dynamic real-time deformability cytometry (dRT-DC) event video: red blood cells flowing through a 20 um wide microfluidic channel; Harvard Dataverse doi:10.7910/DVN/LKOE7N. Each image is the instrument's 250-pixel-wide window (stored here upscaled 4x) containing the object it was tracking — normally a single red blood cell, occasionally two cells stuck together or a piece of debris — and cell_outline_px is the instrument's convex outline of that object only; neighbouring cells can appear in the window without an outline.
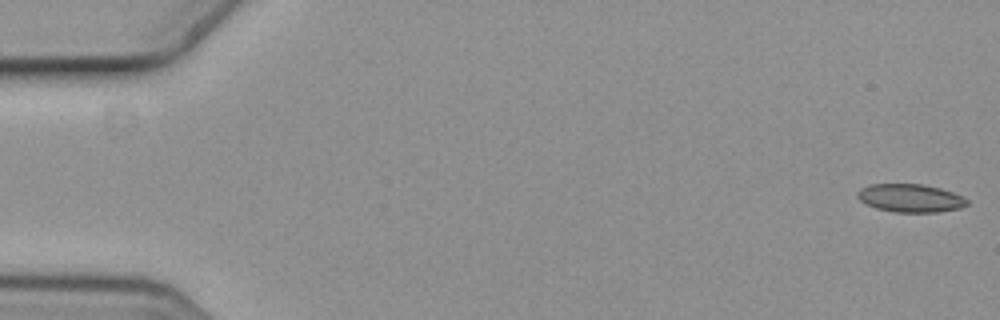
{"species": "common noctule bat (a hibernating species)", "species_latin": "Nyctalus noctula", "temperature_condition": "cold", "stored_images_in_passage": 6, "camera_frame_rate_fps": 3000, "um_per_image_px": 0.085, "animal": {"sex": "female", "body_mass_g": 19.3, "forearm_length_mm": 54.1}, "frame": {"image": 1, "passage_image": 1, "time_ms": 0.0, "image_size_px": [1000, 320], "cell_outline_px": [[968, 204], [960, 208], [936, 212], [896, 212], [876, 208], [860, 200], [856, 196], [856, 192], [860, 188], [872, 184], [924, 184], [940, 188], [964, 196], [968, 200]], "centroid_in_image_um": [77.39, 16.83], "position_along_channel_um": 7.6, "area_um2": 17.98}}
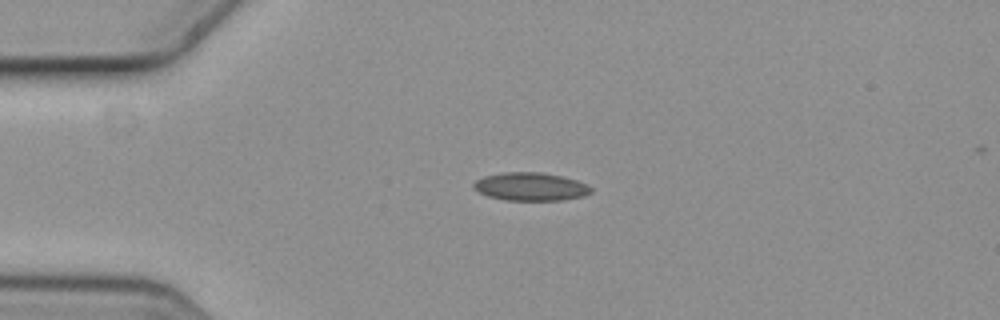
{"frame": {"image": 2, "passage_image": 4, "time_ms": 1.0, "image_size_px": [1000, 320], "cell_outline_px": [[592, 192], [584, 196], [560, 200], [504, 200], [488, 196], [480, 192], [472, 184], [476, 180], [484, 176], [504, 172], [540, 172], [560, 176], [576, 180], [588, 184], [592, 188]], "centroid_in_image_um": [45.12, 15.86], "position_along_channel_um": 39.9, "area_um2": 19.13}}
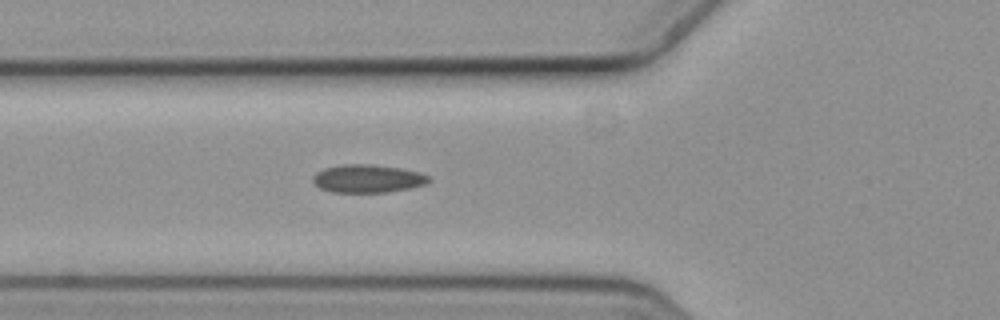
{"frame": {"image": 3, "passage_image": 6, "time_ms": 1.667, "image_size_px": [1000, 320], "cell_outline_px": [[432, 180], [424, 184], [408, 188], [388, 192], [332, 192], [320, 188], [312, 180], [312, 176], [316, 172], [324, 168], [340, 164], [372, 164], [400, 168], [420, 172], [428, 176]], "centroid_in_image_um": [31.23, 15.17], "position_along_channel_um": 94.6, "area_um2": 18.96}}